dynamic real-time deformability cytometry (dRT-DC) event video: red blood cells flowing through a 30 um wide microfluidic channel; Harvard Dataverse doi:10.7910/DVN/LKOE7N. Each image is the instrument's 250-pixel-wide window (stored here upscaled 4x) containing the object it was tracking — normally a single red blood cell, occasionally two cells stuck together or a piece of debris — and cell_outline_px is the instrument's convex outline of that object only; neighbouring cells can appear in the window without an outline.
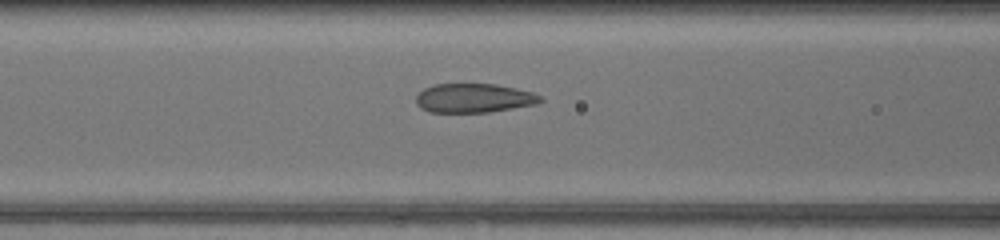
{"species": "common noctule bat (a hibernating species)", "species_latin": "Nyctalus noctula", "temperature_condition": "warm", "stored_images_in_passage": 21, "camera_frame_rate_fps": 3000, "um_per_image_px": 0.085, "animal": {"sex": "female", "body_mass_g": 17.0, "forearm_length_mm": 48.0}, "frame": {"image": 1, "passage_image": 8, "time_ms": 2.333, "image_size_px": [1000, 240], "cell_outline_px": [[544, 100], [536, 104], [488, 112], [432, 112], [420, 108], [416, 104], [416, 96], [424, 88], [436, 84], [496, 84], [516, 88], [532, 92], [540, 96]], "centroid_in_image_um": [40.27, 8.33], "position_along_channel_um": 126.3, "area_um2": 20.98}}
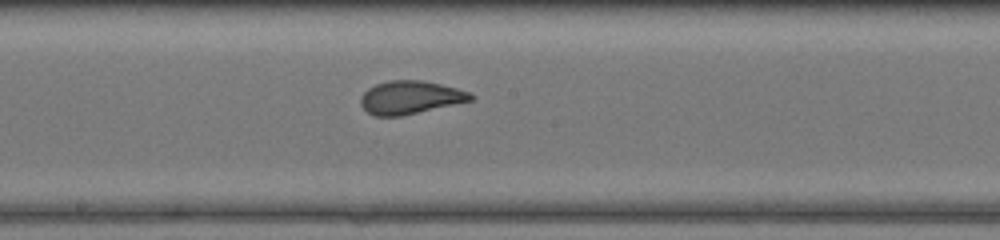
{"frame": {"image": 2, "passage_image": 14, "time_ms": 4.333, "image_size_px": [1000, 240], "cell_outline_px": [[476, 96], [472, 100], [400, 116], [376, 116], [368, 112], [360, 104], [360, 96], [368, 88], [376, 84], [388, 80], [424, 80], [456, 88], [468, 92]], "centroid_in_image_um": [34.84, 8.27], "position_along_channel_um": 213.4, "area_um2": 21.1}}
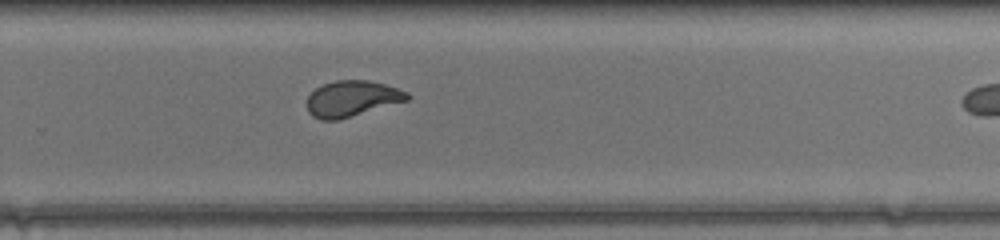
{"frame": {"image": 3, "passage_image": 20, "time_ms": 6.333, "image_size_px": [1000, 240], "cell_outline_px": [[412, 96], [408, 100], [336, 120], [320, 120], [312, 116], [308, 112], [308, 96], [316, 88], [324, 84], [336, 80], [368, 80], [384, 84], [408, 92]], "centroid_in_image_um": [29.91, 8.38], "position_along_channel_um": 299.9, "area_um2": 20.69}}